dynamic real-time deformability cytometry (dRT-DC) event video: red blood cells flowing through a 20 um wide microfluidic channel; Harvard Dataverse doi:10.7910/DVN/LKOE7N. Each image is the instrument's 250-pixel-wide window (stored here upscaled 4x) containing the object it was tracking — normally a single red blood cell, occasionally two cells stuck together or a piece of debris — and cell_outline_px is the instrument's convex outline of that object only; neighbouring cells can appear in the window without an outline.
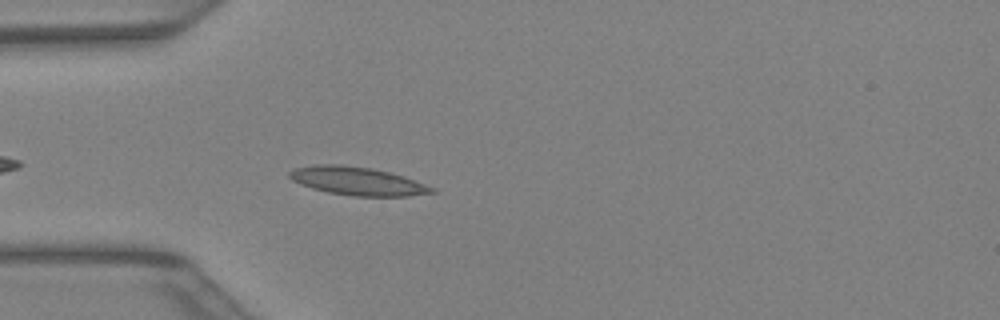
{"species": "Egyptian fruit bat (a non-hibernating species)", "species_latin": "Rousettus aegyptiacus", "temperature_condition": "warm", "stored_images_in_passage": 32, "camera_frame_rate_fps": 3000, "um_per_image_px": 0.085, "animal": {"sex": "female"}, "frame": {"image": 1, "passage_image": 3, "time_ms": 0.667, "image_size_px": [1000, 320], "cell_outline_px": [[436, 192], [408, 196], [352, 196], [328, 192], [312, 188], [300, 184], [292, 180], [288, 176], [288, 172], [296, 168], [316, 164], [340, 164], [372, 168], [404, 176], [436, 188]], "centroid_in_image_um": [30.38, 15.39], "position_along_channel_um": 54.6, "area_um2": 23.47}}
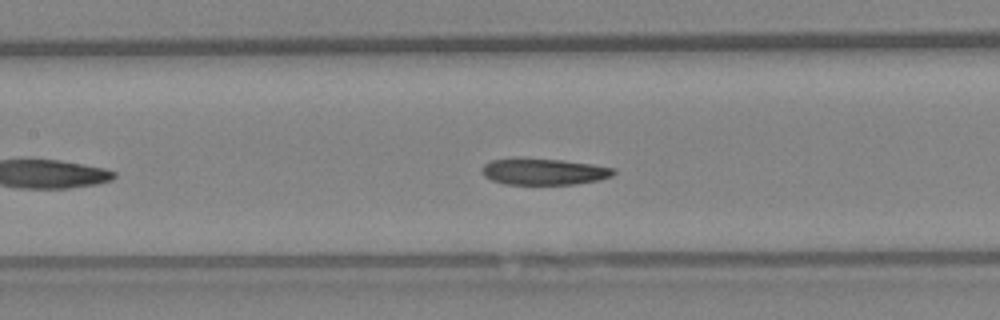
{"frame": {"image": 2, "passage_image": 10, "time_ms": 3.0, "image_size_px": [1000, 320], "cell_outline_px": [[616, 172], [612, 176], [600, 180], [576, 184], [504, 184], [492, 180], [484, 176], [480, 172], [480, 168], [484, 164], [492, 160], [520, 156], [560, 160], [592, 164], [616, 168]], "centroid_in_image_um": [46.19, 14.57], "position_along_channel_um": 161.2, "area_um2": 20.81}}
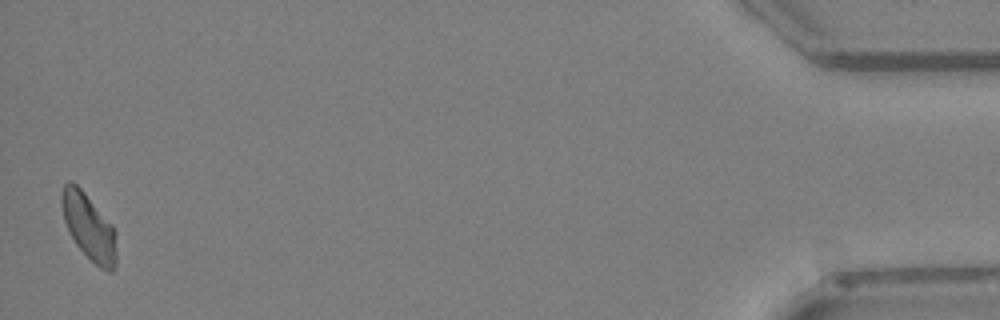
{"frame": {"image": 3, "passage_image": 32, "time_ms": 10.333, "image_size_px": [1000, 320], "cell_outline_px": [[116, 264], [112, 272], [108, 272], [100, 268], [76, 244], [64, 220], [60, 204], [60, 192], [64, 184], [68, 180], [72, 180], [84, 192], [112, 224], [116, 232]], "centroid_in_image_um": [7.55, 19.25], "position_along_channel_um": 427.7, "area_um2": 21.15}}